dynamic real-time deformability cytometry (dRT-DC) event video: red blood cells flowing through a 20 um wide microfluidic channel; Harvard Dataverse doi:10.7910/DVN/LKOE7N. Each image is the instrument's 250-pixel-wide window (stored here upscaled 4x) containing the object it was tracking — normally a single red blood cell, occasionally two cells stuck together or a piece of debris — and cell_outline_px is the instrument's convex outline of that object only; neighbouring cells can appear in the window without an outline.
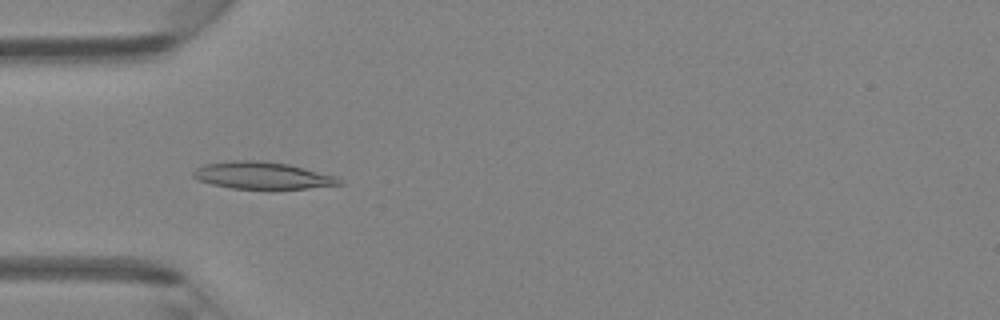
{"species": "Egyptian fruit bat (a non-hibernating species)", "species_latin": "Rousettus aegyptiacus", "temperature_condition": "room temperature", "stored_images_in_passage": 5, "camera_frame_rate_fps": 3000, "um_per_image_px": 0.085, "animal": {"sex": "female"}, "frame": {"image": 1, "passage_image": 4, "time_ms": 4.333, "image_size_px": [1000, 320], "cell_outline_px": [[344, 184], [308, 188], [232, 188], [212, 184], [200, 180], [192, 176], [192, 172], [196, 168], [204, 164], [232, 160], [260, 160], [288, 164], [336, 176]], "centroid_in_image_um": [22.28, 14.9], "position_along_channel_um": 62.7, "area_um2": 22.77}}
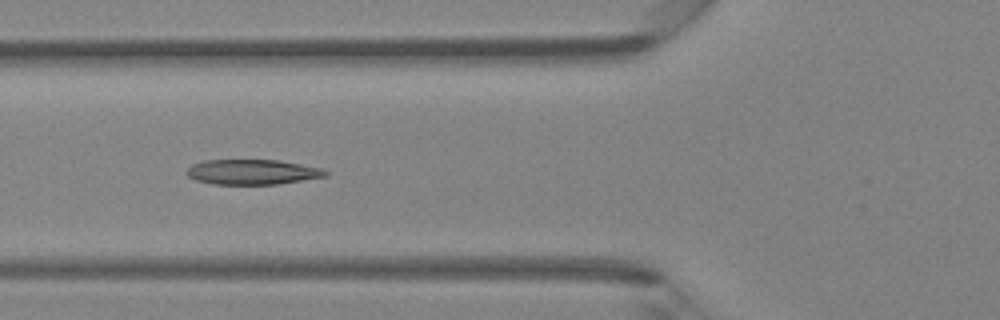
{"frame": {"image": 2, "passage_image": 5, "time_ms": 5.333, "image_size_px": [1000, 320], "cell_outline_px": [[328, 176], [280, 184], [212, 184], [196, 180], [188, 176], [184, 172], [192, 164], [204, 160], [280, 160], [324, 168], [328, 172]], "centroid_in_image_um": [21.48, 14.61], "position_along_channel_um": 104.3, "area_um2": 20.52}}